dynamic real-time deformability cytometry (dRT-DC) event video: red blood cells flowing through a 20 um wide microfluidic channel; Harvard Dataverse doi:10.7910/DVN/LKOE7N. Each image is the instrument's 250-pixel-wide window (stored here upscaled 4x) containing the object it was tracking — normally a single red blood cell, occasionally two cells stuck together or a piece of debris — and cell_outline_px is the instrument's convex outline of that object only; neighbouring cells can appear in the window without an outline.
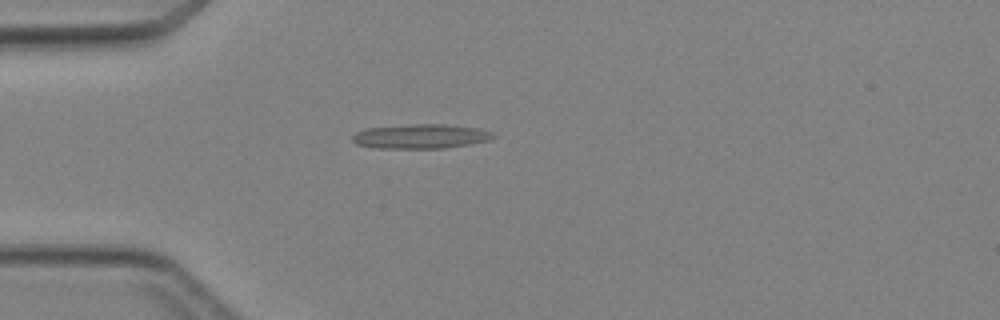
{"species": "Egyptian fruit bat (a non-hibernating species)", "species_latin": "Rousettus aegyptiacus", "temperature_condition": "cold", "stored_images_in_passage": 3, "segment_of_instrument_passage": [1, 2], "camera_frame_rate_fps": 3000, "um_per_image_px": 0.085, "animal": {"sex": "female"}, "frame": {"image": 1, "passage_image": 2, "time_ms": 1.0, "image_size_px": [1000, 320], "cell_outline_px": [[496, 136], [488, 140], [468, 144], [444, 148], [376, 148], [356, 144], [352, 140], [352, 136], [356, 132], [368, 128], [408, 124], [444, 124], [480, 128], [492, 132]], "centroid_in_image_um": [35.75, 11.58], "position_along_channel_um": 49.2, "area_um2": 20.0}}